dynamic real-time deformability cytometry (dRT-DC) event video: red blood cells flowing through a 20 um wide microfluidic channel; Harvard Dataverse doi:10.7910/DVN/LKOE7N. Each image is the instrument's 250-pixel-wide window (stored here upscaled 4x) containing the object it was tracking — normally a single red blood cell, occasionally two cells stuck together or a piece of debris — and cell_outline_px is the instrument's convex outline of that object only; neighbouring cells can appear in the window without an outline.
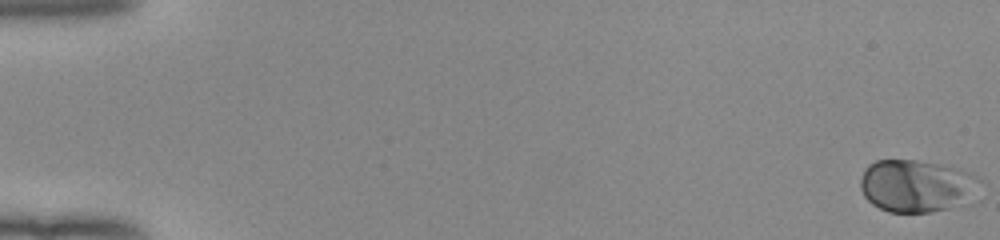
{"species": "human", "species_latin": "Homo sapiens", "temperature_condition": "room temperature", "stored_images_in_passage": 53, "camera_frame_rate_fps": 3000, "um_per_image_px": 0.085, "donor": {"sex": "female"}, "frame": {"image": 1, "passage_image": 1, "time_ms": 0.0, "image_size_px": [1000, 240], "cell_outline_px": [[980, 180], [948, 208], [932, 212], [888, 212], [872, 204], [864, 196], [860, 188], [860, 180], [864, 168], [868, 164], [876, 160], [916, 160], [936, 164], [964, 172], [976, 176]], "centroid_in_image_um": [77.65, 15.78], "position_along_channel_um": 7.3, "area_um2": 34.62}}
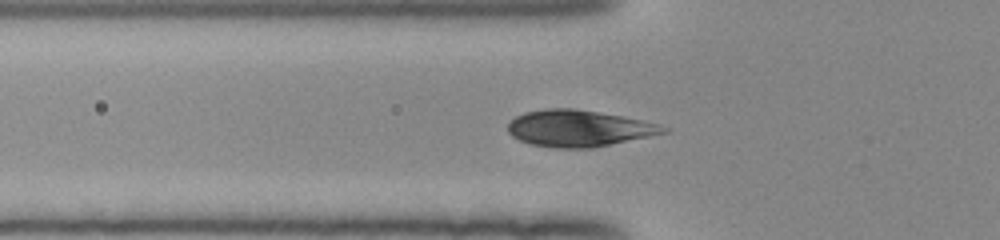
{"frame": {"image": 2, "passage_image": 20, "time_ms": 6.333, "image_size_px": [1000, 240], "cell_outline_px": [[672, 128], [668, 132], [592, 148], [552, 148], [532, 144], [520, 140], [512, 136], [508, 132], [508, 124], [516, 116], [524, 112], [544, 108], [572, 108], [624, 116], [660, 124]], "centroid_in_image_um": [49.21, 10.9], "position_along_channel_um": 76.6, "area_um2": 33.18}}
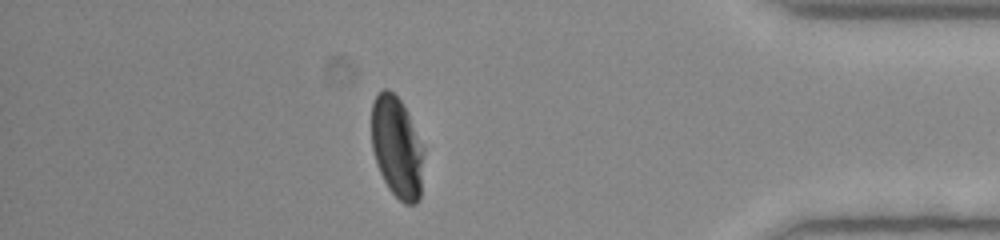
{"frame": {"image": 3, "passage_image": 47, "time_ms": 15.333, "image_size_px": [1000, 240], "cell_outline_px": [[424, 152], [420, 200], [416, 204], [404, 204], [388, 188], [380, 172], [372, 148], [372, 104], [376, 96], [384, 88], [388, 88], [400, 100], [408, 112], [424, 148]], "centroid_in_image_um": [33.76, 12.53], "position_along_channel_um": 401.4, "area_um2": 30.87}, "authors_computed_cell_mechanics": {"area_um2": 33.4084, "velocity_mm_per_s": 3.9632, "shape_relaxation_time_tau1_ms": 2.8147, "shape_relaxation_time_tau2_ms": null, "deformation_change_tau1": 0.1433, "deformation_change_tau2": null}}